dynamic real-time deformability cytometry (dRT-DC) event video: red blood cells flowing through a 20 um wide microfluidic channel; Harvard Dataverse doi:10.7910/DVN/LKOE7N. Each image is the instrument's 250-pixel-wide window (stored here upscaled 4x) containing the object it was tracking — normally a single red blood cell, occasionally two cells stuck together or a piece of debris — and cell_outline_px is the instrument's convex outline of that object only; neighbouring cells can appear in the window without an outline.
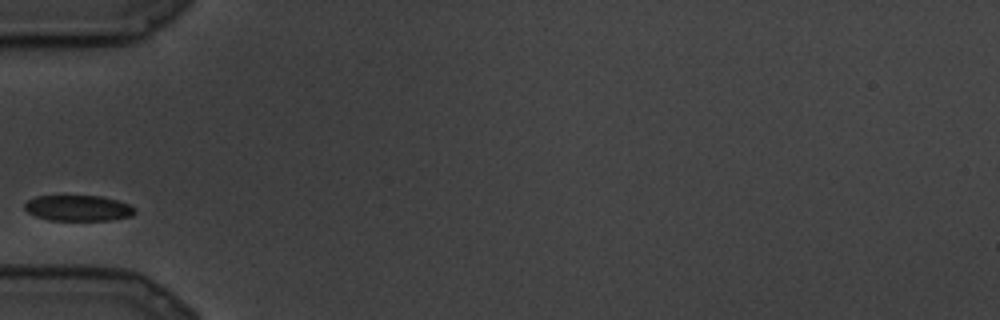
{"species": "common noctule bat (a hibernating species)", "species_latin": "Nyctalus noctula", "temperature_condition": "cold", "stored_images_in_passage": 2, "camera_frame_rate_fps": 3000, "um_per_image_px": 0.085, "animal": {"sex": "male", "body_mass_g": 19.5, "forearm_length_mm": 54.6}, "frame": {"image": 1, "passage_image": 1, "time_ms": 0.0, "image_size_px": [1000, 320], "cell_outline_px": [[136, 212], [132, 216], [112, 220], [48, 220], [36, 216], [28, 212], [24, 208], [24, 204], [28, 200], [36, 196], [100, 196], [116, 200], [128, 204], [136, 208]], "centroid_in_image_um": [6.66, 17.69], "position_along_channel_um": 78.3, "area_um2": 16.53}}